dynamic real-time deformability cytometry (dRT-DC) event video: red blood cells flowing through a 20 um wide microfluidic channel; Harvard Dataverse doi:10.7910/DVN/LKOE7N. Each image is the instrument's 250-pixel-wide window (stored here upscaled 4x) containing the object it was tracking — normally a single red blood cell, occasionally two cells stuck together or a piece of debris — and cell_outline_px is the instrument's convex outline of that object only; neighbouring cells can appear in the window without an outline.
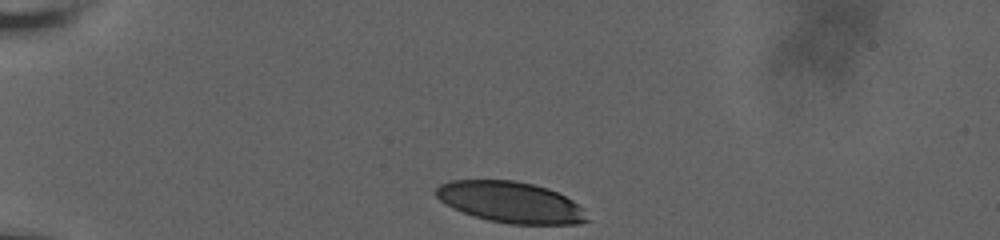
{"species": "human", "species_latin": "Homo sapiens", "temperature_condition": "room temperature", "stored_images_in_passage": 18, "camera_frame_rate_fps": 3000, "um_per_image_px": 0.085, "donor": {"sex": "male"}, "frame": {"image": 1, "passage_image": 1, "time_ms": 0.0, "image_size_px": [1000, 240], "cell_outline_px": [[592, 220], [580, 224], [508, 224], [488, 220], [452, 208], [444, 204], [436, 196], [436, 188], [440, 184], [452, 180], [512, 180], [532, 184], [548, 188], [572, 200]], "centroid_in_image_um": [43.4, 17.19], "position_along_channel_um": 41.6, "area_um2": 36.01}}
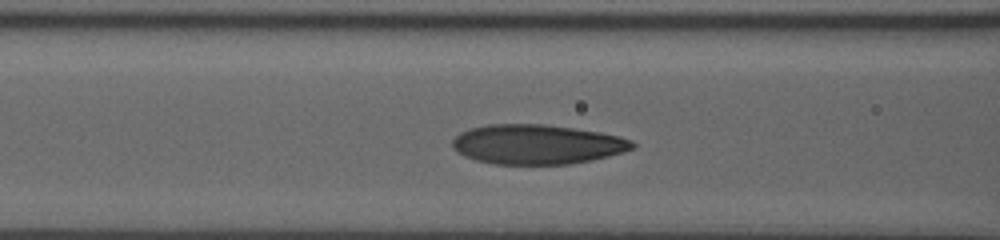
{"frame": {"image": 2, "passage_image": 11, "time_ms": 3.667, "image_size_px": [1000, 240], "cell_outline_px": [[636, 148], [624, 152], [592, 160], [568, 164], [492, 164], [476, 160], [464, 156], [456, 152], [452, 148], [452, 140], [460, 132], [472, 128], [488, 124], [544, 124], [600, 132], [620, 136], [632, 140], [636, 144]], "centroid_in_image_um": [45.65, 12.27], "position_along_channel_um": 120.9, "area_um2": 41.79}}
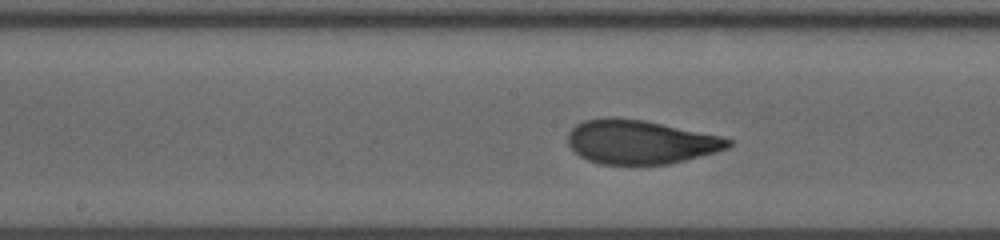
{"frame": {"image": 3, "passage_image": 16, "time_ms": 5.667, "image_size_px": [1000, 240], "cell_outline_px": [[732, 144], [728, 148], [716, 152], [668, 164], [600, 164], [588, 160], [580, 156], [568, 144], [568, 132], [576, 124], [584, 120], [608, 116], [612, 116], [644, 120], [720, 136], [732, 140]], "centroid_in_image_um": [54.4, 12.05], "position_along_channel_um": 193.8, "area_um2": 40.98}}